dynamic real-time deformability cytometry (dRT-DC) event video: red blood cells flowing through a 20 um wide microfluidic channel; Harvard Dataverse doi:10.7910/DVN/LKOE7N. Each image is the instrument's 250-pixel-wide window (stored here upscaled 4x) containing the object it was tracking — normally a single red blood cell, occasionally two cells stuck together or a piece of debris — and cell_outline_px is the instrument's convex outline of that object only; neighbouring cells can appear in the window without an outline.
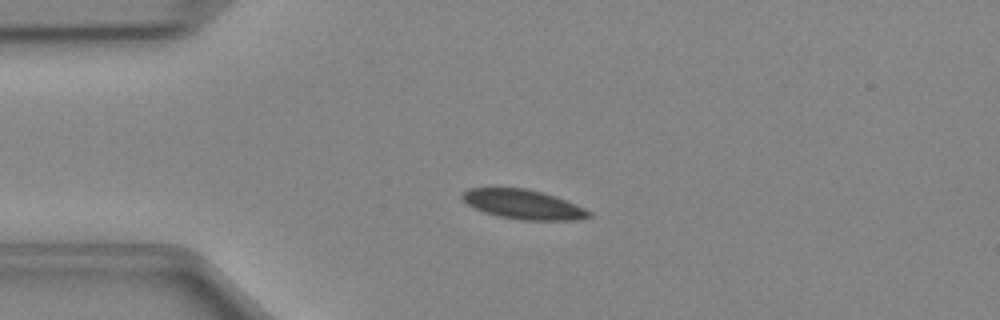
{"species": "Egyptian fruit bat (a non-hibernating species)", "species_latin": "Rousettus aegyptiacus", "temperature_condition": "cold", "stored_images_in_passage": 41, "camera_frame_rate_fps": 3000, "um_per_image_px": 0.085, "animal": {"sex": "female"}, "frame": {"image": 1, "passage_image": 4, "time_ms": 1.0, "image_size_px": [1000, 320], "cell_outline_px": [[592, 216], [576, 220], [520, 220], [496, 216], [484, 212], [468, 204], [460, 196], [460, 192], [468, 188], [524, 188], [556, 196], [584, 208], [592, 212]], "centroid_in_image_um": [44.46, 17.38], "position_along_channel_um": 40.5, "area_um2": 21.73}}
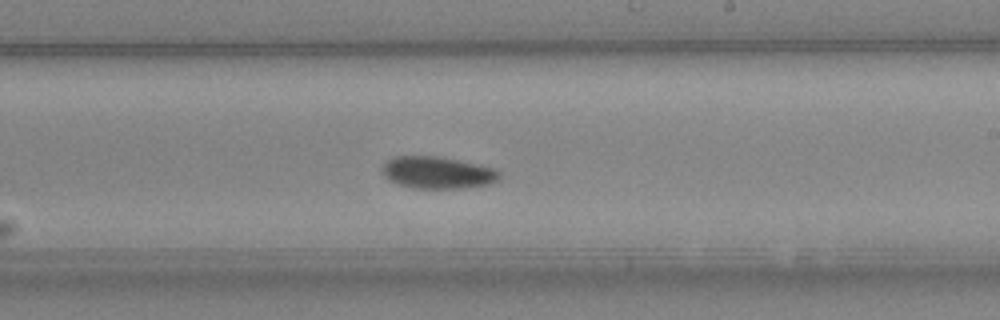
{"frame": {"image": 2, "passage_image": 21, "time_ms": 6.667, "image_size_px": [1000, 320], "cell_outline_px": [[500, 180], [492, 184], [460, 188], [412, 188], [388, 180], [384, 176], [380, 168], [392, 156], [440, 156], [496, 168], [500, 172]], "centroid_in_image_um": [37.21, 14.66], "position_along_channel_um": 251.8, "area_um2": 22.14}}
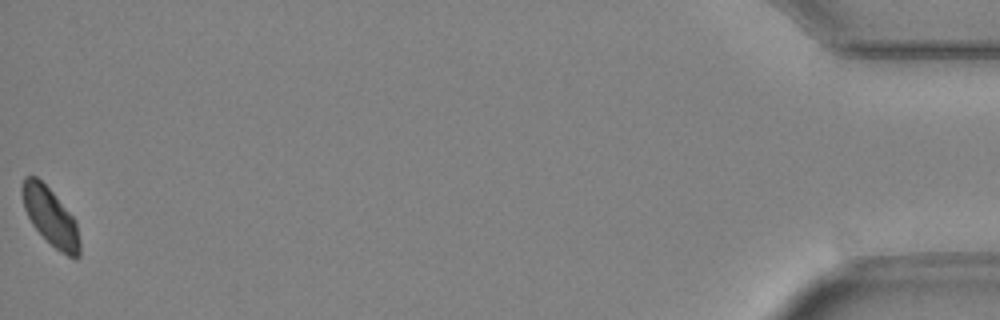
{"frame": {"image": 3, "passage_image": 41, "time_ms": 13.333, "image_size_px": [1000, 320], "cell_outline_px": [[80, 256], [76, 260], [60, 252], [32, 224], [24, 208], [20, 192], [20, 184], [24, 176], [36, 176], [52, 192], [76, 220], [80, 240]], "centroid_in_image_um": [4.28, 18.41], "position_along_channel_um": 430.9, "area_um2": 19.36}}